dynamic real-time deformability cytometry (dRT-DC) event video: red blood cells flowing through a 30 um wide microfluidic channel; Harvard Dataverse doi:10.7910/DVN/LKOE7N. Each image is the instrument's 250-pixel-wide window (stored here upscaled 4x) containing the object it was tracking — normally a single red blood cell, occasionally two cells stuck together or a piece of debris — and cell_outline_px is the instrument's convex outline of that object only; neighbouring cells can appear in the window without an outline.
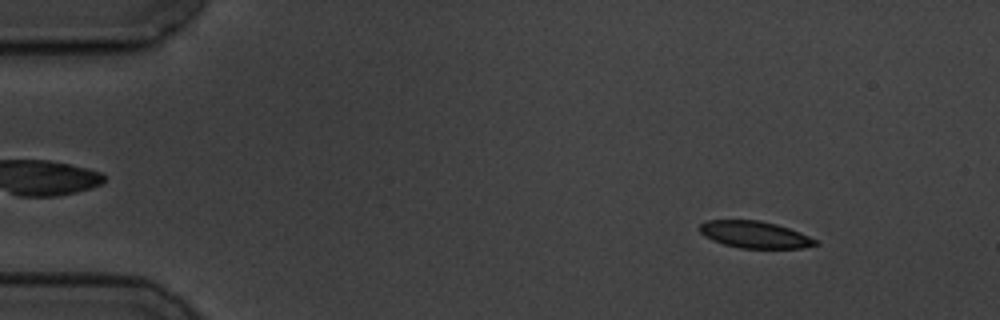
{"species": "common noctule bat (a hibernating species)", "species_latin": "Nyctalus noctula", "temperature_condition": "cold", "stored_images_in_passage": 53, "camera_frame_rate_fps": 3000, "um_per_image_px": 0.085, "animal": {"sex": "male", "body_mass_g": 19.5, "forearm_length_mm": 54.6}, "frame": {"image": 1, "passage_image": 2, "time_ms": 0.333, "image_size_px": [1000, 320], "cell_outline_px": [[820, 244], [800, 248], [740, 248], [724, 244], [712, 240], [704, 236], [700, 232], [700, 224], [704, 220], [760, 220], [776, 224], [800, 232], [820, 240]], "centroid_in_image_um": [64.18, 19.94], "position_along_channel_um": 20.8, "area_um2": 18.26}}
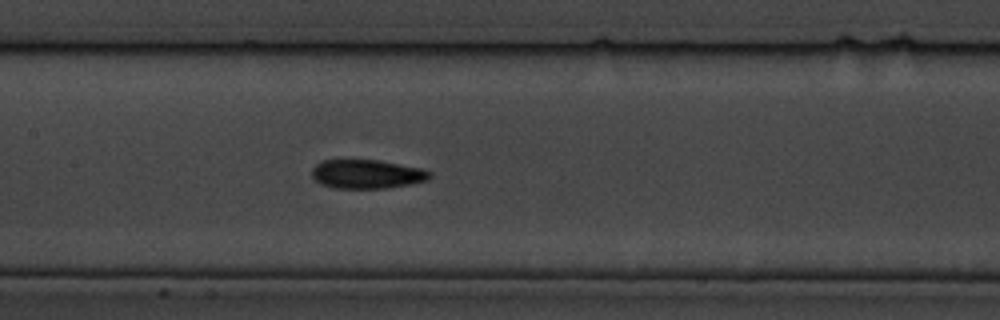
{"frame": {"image": 2, "passage_image": 23, "time_ms": 7.333, "image_size_px": [1000, 320], "cell_outline_px": [[432, 176], [428, 180], [388, 188], [332, 188], [320, 184], [312, 180], [312, 168], [316, 164], [324, 160], [380, 160], [424, 168], [432, 172]], "centroid_in_image_um": [31.19, 14.8], "position_along_channel_um": 176.2, "area_um2": 20.17}}
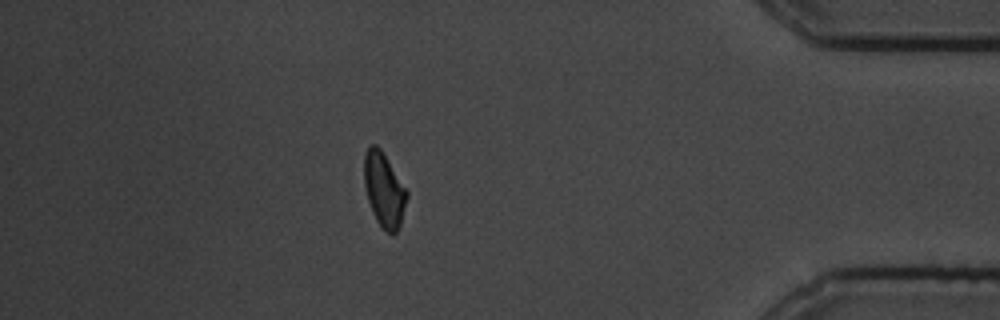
{"frame": {"image": 3, "passage_image": 46, "time_ms": 15.0, "image_size_px": [1000, 320], "cell_outline_px": [[408, 196], [400, 224], [396, 232], [392, 236], [380, 228], [372, 212], [364, 188], [364, 152], [368, 144], [376, 144], [380, 148], [408, 192]], "centroid_in_image_um": [32.62, 16.14], "position_along_channel_um": 402.6, "area_um2": 18.67}, "authors_computed_cell_mechanics": {"area_um2": 19.4208, "velocity_mm_per_s": 3.4603, "shape_relaxation_time_tau1_ms": 2.9538, "shape_relaxation_time_tau2_ms": 3.3387, "deformation_change_tau1": 0.121, "deformation_change_tau2": 0.085}}